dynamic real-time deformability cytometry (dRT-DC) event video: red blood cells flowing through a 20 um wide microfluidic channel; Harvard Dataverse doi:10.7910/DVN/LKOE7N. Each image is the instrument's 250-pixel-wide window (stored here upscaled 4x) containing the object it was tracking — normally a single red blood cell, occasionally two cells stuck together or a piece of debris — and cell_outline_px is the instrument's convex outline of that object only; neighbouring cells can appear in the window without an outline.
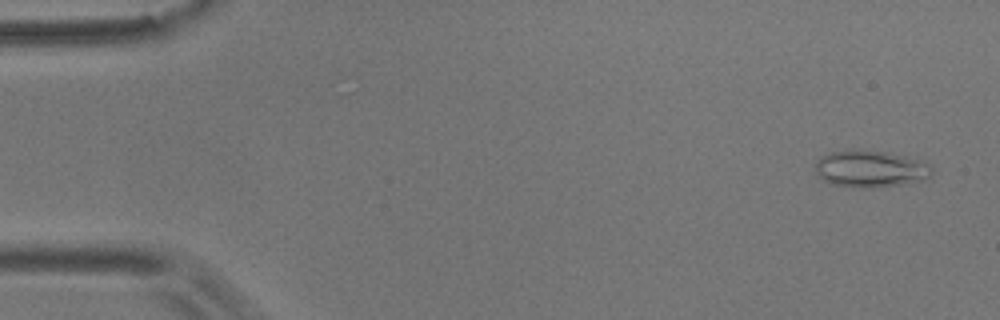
{"species": "common noctule bat (a hibernating species)", "species_latin": "Nyctalus noctula", "temperature_condition": "room temperature", "stored_images_in_passage": 56, "camera_frame_rate_fps": 3000, "um_per_image_px": 0.085, "animal": {"sex": "male", "body_mass_g": 17.9}, "frame": {"image": 1, "passage_image": 3, "time_ms": 0.667, "image_size_px": [1000, 320], "cell_outline_px": [[932, 172], [924, 180], [900, 184], [864, 188], [860, 188], [832, 184], [824, 180], [816, 172], [816, 160], [820, 156], [832, 152], [884, 152], [924, 160], [932, 168]], "centroid_in_image_um": [74.01, 14.38], "position_along_channel_um": 11.0, "area_um2": 24.28}}
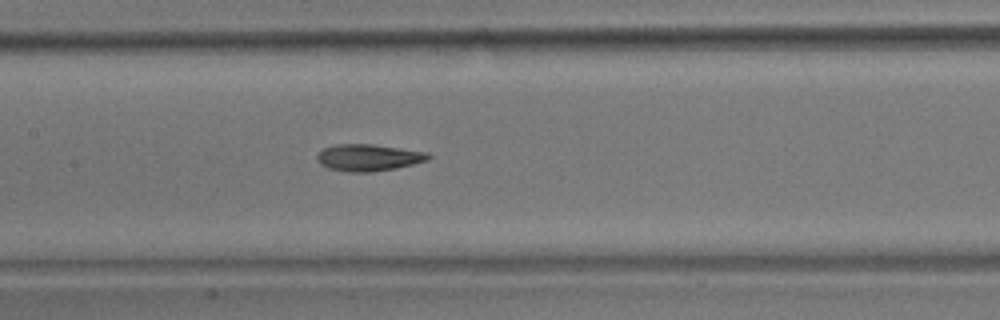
{"frame": {"image": 2, "passage_image": 27, "time_ms": 8.667, "image_size_px": [1000, 320], "cell_outline_px": [[432, 156], [428, 160], [396, 168], [372, 172], [348, 172], [328, 168], [320, 164], [316, 160], [316, 156], [324, 148], [336, 144], [372, 144], [428, 152]], "centroid_in_image_um": [31.31, 13.39], "position_along_channel_um": 176.1, "area_um2": 17.4}}
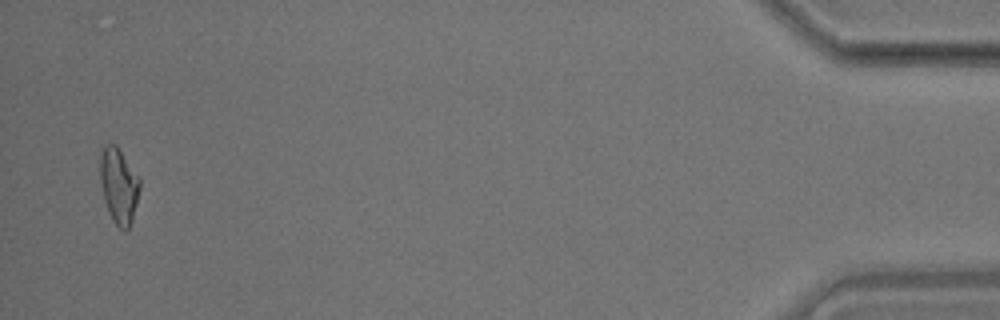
{"frame": {"image": 3, "passage_image": 55, "time_ms": 18.0, "image_size_px": [1000, 320], "cell_outline_px": [[140, 188], [132, 220], [128, 228], [120, 228], [112, 220], [104, 200], [100, 180], [100, 152], [104, 144], [116, 144], [140, 176]], "centroid_in_image_um": [10.1, 15.72], "position_along_channel_um": 425.1, "area_um2": 17.51}, "authors_computed_cell_mechanics": {"area_um2": 17.4556, "velocity_mm_per_s": 3.5753, "shape_relaxation_time_tau1_ms": 10.6766, "shape_relaxation_time_tau2_ms": 4.2497, "deformation_change_tau1": 0.2465, "deformation_change_tau2": 0.1128}}